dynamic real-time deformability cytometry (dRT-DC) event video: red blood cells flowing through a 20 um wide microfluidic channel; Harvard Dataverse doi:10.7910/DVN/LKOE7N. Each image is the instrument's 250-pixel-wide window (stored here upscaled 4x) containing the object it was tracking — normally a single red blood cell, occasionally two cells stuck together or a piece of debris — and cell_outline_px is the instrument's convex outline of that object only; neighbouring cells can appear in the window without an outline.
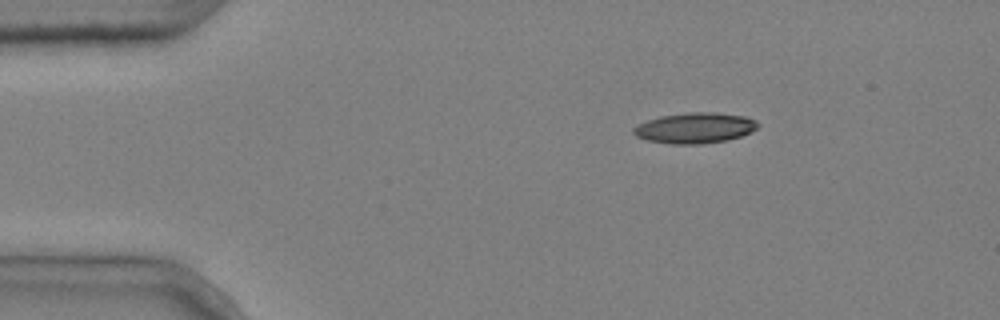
{"species": "common noctule bat (a hibernating species)", "species_latin": "Nyctalus noctula", "temperature_condition": "cold", "stored_images_in_passage": 2, "camera_frame_rate_fps": 3000, "um_per_image_px": 0.085, "animal": {"sex": "male", "body_mass_g": 20.4}, "frame": {"image": 1, "passage_image": 2, "time_ms": 0.333, "image_size_px": [1000, 320], "cell_outline_px": [[760, 124], [752, 132], [728, 140], [700, 144], [672, 144], [648, 140], [636, 136], [632, 132], [632, 128], [636, 124], [660, 116], [692, 112], [716, 112], [744, 116], [756, 120]], "centroid_in_image_um": [59.07, 10.87], "position_along_channel_um": 25.9, "area_um2": 22.25}}